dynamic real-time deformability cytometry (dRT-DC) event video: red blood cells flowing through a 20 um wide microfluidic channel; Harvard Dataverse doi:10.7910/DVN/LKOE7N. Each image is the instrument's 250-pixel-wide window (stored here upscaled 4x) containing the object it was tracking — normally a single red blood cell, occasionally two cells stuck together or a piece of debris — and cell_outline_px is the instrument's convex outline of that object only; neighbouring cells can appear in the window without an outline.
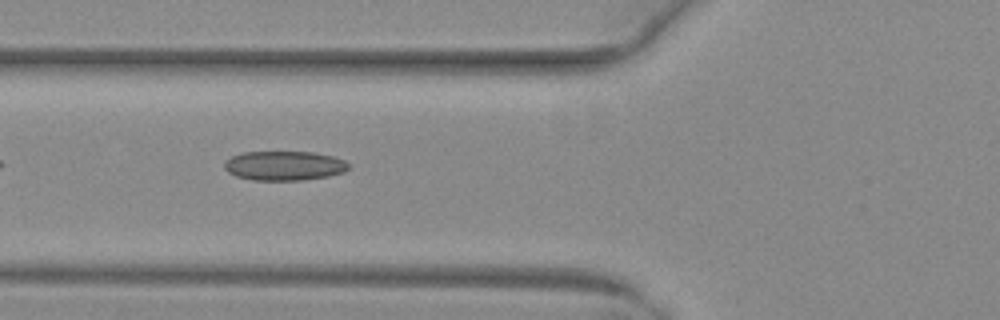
{"species": "common noctule bat (a hibernating species)", "species_latin": "Nyctalus noctula", "temperature_condition": "warm", "stored_images_in_passage": 35, "camera_frame_rate_fps": 3000, "um_per_image_px": 0.085, "animal": {"sex": "female", "body_mass_g": 29.2, "forearm_length_mm": 56.3}, "frame": {"image": 1, "passage_image": 4, "time_ms": 1.0, "image_size_px": [1000, 320], "cell_outline_px": [[348, 168], [344, 172], [328, 176], [304, 180], [252, 180], [236, 176], [228, 172], [224, 168], [224, 160], [232, 156], [244, 152], [312, 152], [332, 156], [344, 160], [348, 164]], "centroid_in_image_um": [24.13, 14.09], "position_along_channel_um": 101.7, "area_um2": 21.27}}
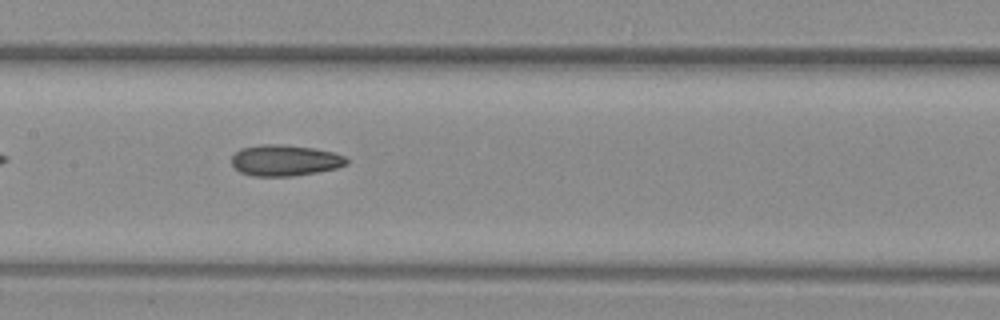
{"frame": {"image": 2, "passage_image": 10, "time_ms": 3.0, "image_size_px": [1000, 320], "cell_outline_px": [[348, 164], [336, 168], [316, 172], [292, 176], [252, 176], [240, 172], [232, 164], [232, 156], [240, 148], [260, 144], [280, 144], [316, 148], [332, 152], [344, 156], [348, 160]], "centroid_in_image_um": [24.21, 13.62], "position_along_channel_um": 183.2, "area_um2": 20.87}}
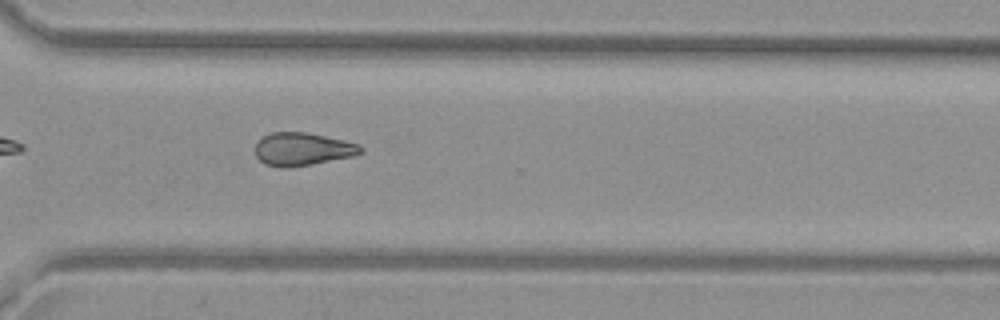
{"frame": {"image": 3, "passage_image": 22, "time_ms": 7.0, "image_size_px": [1000, 320], "cell_outline_px": [[364, 152], [352, 156], [312, 164], [288, 168], [280, 168], [264, 164], [256, 156], [256, 144], [264, 136], [272, 132], [308, 132], [344, 140], [360, 144], [364, 148]], "centroid_in_image_um": [25.74, 12.68], "position_along_channel_um": 344.9, "area_um2": 20.35}, "authors_computed_cell_mechanics": {"area_um2": 20.5768, "velocity_mm_per_s": 4.0535, "shape_relaxation_time_tau1_ms": null, "shape_relaxation_time_tau2_ms": 5.2963, "deformation_change_tau1": null, "deformation_change_tau2": 0.1268}}